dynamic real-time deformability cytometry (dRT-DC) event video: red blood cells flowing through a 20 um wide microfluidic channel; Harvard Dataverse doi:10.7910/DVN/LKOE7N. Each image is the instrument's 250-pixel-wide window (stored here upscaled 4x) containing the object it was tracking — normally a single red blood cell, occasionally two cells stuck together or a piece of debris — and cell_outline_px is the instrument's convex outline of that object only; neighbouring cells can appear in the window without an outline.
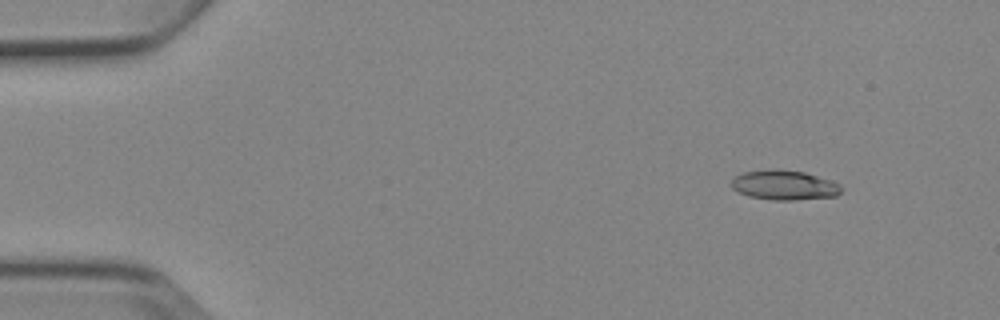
{"species": "Egyptian fruit bat (a non-hibernating species)", "species_latin": "Rousettus aegyptiacus", "temperature_condition": "cold", "stored_images_in_passage": 4, "camera_frame_rate_fps": 3000, "um_per_image_px": 0.085, "animal": {"sex": "female"}, "frame": {"image": 1, "passage_image": 2, "time_ms": 1.333, "image_size_px": [1000, 320], "cell_outline_px": [[840, 192], [836, 196], [796, 200], [772, 200], [748, 196], [732, 188], [732, 180], [736, 176], [744, 172], [772, 168], [780, 168], [804, 172], [832, 180], [840, 184]], "centroid_in_image_um": [66.67, 15.72], "position_along_channel_um": 18.3, "area_um2": 19.13}}
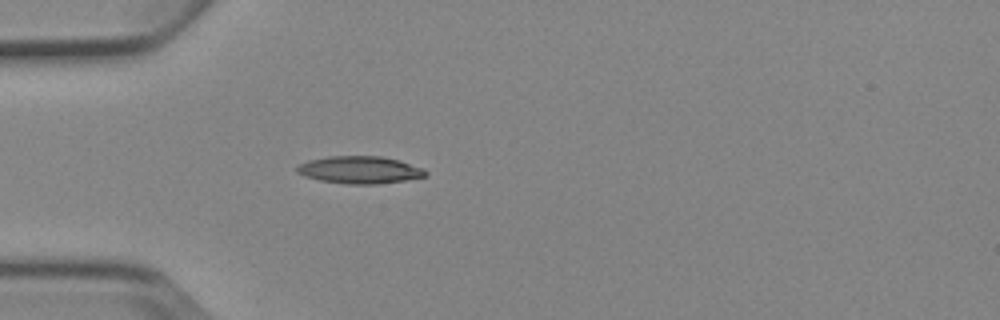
{"frame": {"image": 2, "passage_image": 4, "time_ms": 4.667, "image_size_px": [1000, 320], "cell_outline_px": [[428, 176], [404, 180], [376, 184], [348, 184], [320, 180], [304, 176], [296, 172], [296, 168], [300, 164], [308, 160], [328, 156], [380, 156], [400, 160], [424, 168], [428, 172]], "centroid_in_image_um": [30.6, 14.43], "position_along_channel_um": 54.4, "area_um2": 20.58}}